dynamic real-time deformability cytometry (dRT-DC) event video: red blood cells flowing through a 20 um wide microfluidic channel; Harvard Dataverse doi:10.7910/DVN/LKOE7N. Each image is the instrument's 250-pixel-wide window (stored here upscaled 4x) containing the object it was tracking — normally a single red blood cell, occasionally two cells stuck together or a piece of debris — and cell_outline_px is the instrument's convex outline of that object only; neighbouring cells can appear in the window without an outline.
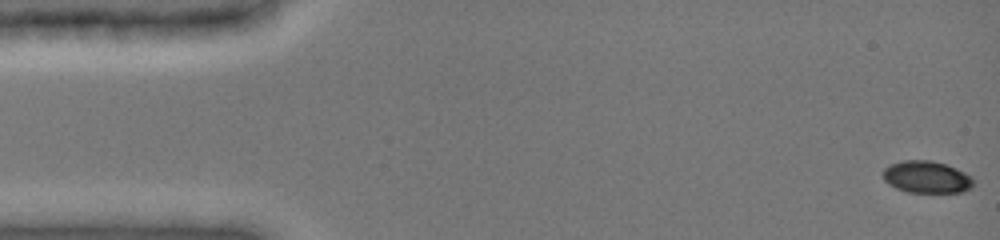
{"species": "common noctule bat (a hibernating species)", "species_latin": "Nyctalus noctula", "temperature_condition": "cold", "stored_images_in_passage": 22, "camera_frame_rate_fps": 3000, "um_per_image_px": 0.085, "animal": {"sex": "female", "body_mass_g": 19.0, "forearm_length_mm": 51.5}, "frame": {"image": 1, "passage_image": 1, "time_ms": 0.0, "image_size_px": [1000, 240], "cell_outline_px": [[972, 184], [968, 188], [960, 192], [908, 192], [896, 188], [888, 184], [884, 180], [884, 168], [892, 164], [904, 160], [932, 160], [956, 168], [964, 172], [972, 180]], "centroid_in_image_um": [78.71, 15.04], "position_along_channel_um": 6.3, "area_um2": 16.53}}
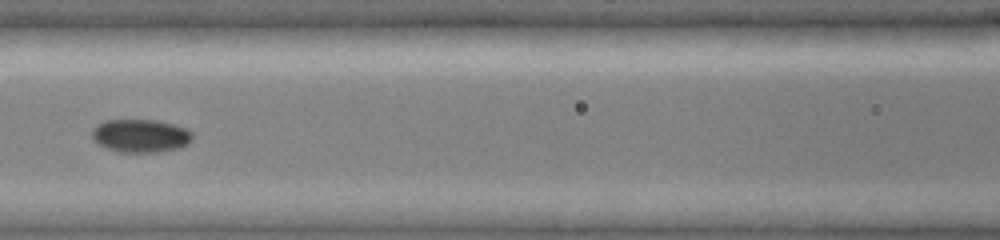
{"frame": {"image": 2, "passage_image": 17, "time_ms": 5.333, "image_size_px": [1000, 240], "cell_outline_px": [[192, 140], [188, 144], [180, 148], [160, 152], [120, 152], [108, 148], [100, 144], [92, 136], [92, 128], [104, 120], [156, 120], [172, 124], [184, 128], [192, 132]], "centroid_in_image_um": [11.97, 11.54], "position_along_channel_um": 154.6, "area_um2": 19.31}}
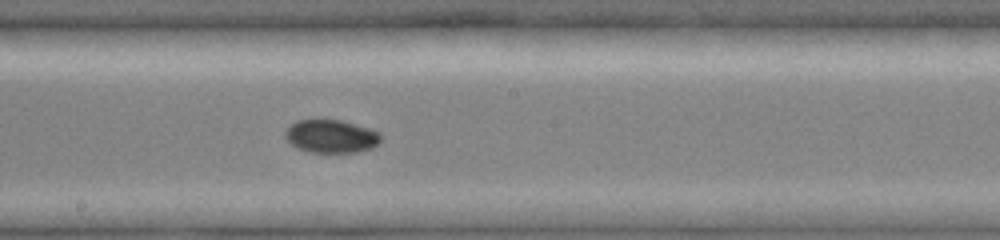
{"frame": {"image": 3, "passage_image": 22, "time_ms": 7.0, "image_size_px": [1000, 240], "cell_outline_px": [[380, 144], [372, 148], [356, 152], [308, 152], [296, 148], [284, 136], [284, 132], [296, 120], [312, 116], [316, 116], [340, 120], [368, 128], [380, 132]], "centroid_in_image_um": [28.1, 11.54], "position_along_channel_um": 220.1, "area_um2": 19.07}}